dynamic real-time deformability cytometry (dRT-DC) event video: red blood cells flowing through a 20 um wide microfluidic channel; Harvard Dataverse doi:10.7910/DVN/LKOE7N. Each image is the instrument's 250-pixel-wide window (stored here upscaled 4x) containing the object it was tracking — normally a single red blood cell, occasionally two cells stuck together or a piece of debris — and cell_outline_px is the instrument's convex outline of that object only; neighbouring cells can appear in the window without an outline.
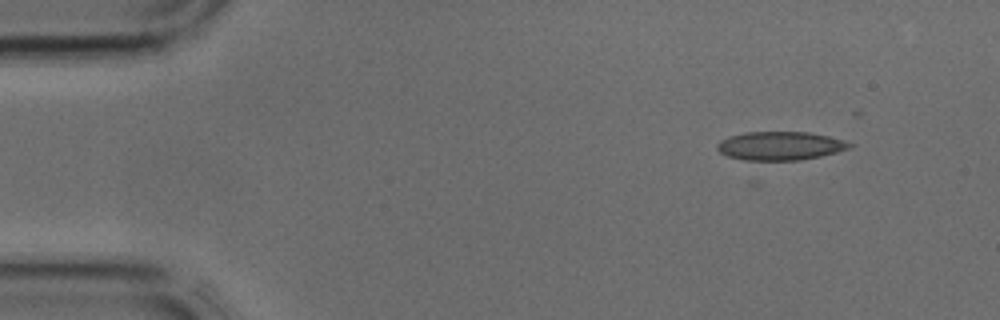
{"species": "common noctule bat (a hibernating species)", "species_latin": "Nyctalus noctula", "temperature_condition": "cold", "stored_images_in_passage": 33, "camera_frame_rate_fps": 3000, "um_per_image_px": 0.085, "animal": {"sex": "male", "body_mass_g": 17.9, "forearm_length_mm": 54.2}, "frame": {"image": 1, "passage_image": 1, "time_ms": 0.0, "image_size_px": [1000, 320], "cell_outline_px": [[856, 144], [848, 148], [836, 152], [820, 156], [800, 160], [744, 160], [728, 156], [720, 152], [716, 148], [716, 144], [720, 140], [728, 136], [744, 132], [808, 132], [828, 136], [844, 140]], "centroid_in_image_um": [66.29, 12.39], "position_along_channel_um": 18.7, "area_um2": 22.08}}
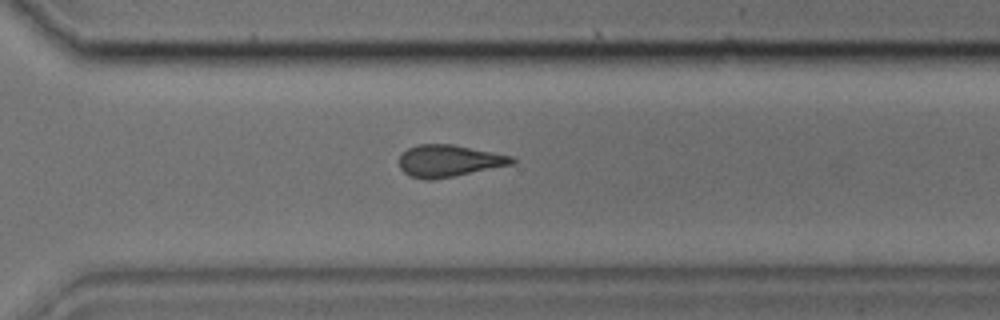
{"frame": {"image": 2, "passage_image": 26, "time_ms": 8.333, "image_size_px": [1000, 320], "cell_outline_px": [[516, 164], [452, 176], [428, 180], [424, 180], [408, 176], [400, 168], [400, 156], [408, 148], [416, 144], [452, 144], [512, 156], [516, 160]], "centroid_in_image_um": [38.16, 13.67], "position_along_channel_um": 332.4, "area_um2": 20.92}}
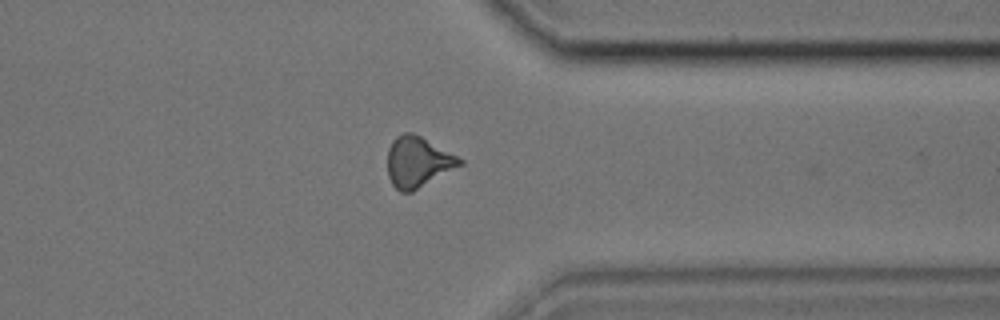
{"frame": {"image": 3, "passage_image": 29, "time_ms": 9.333, "image_size_px": [1000, 320], "cell_outline_px": [[464, 164], [412, 192], [400, 192], [392, 184], [388, 176], [388, 148], [392, 140], [396, 136], [404, 132], [412, 132], [420, 136], [464, 160]], "centroid_in_image_um": [35.51, 13.77], "position_along_channel_um": 375.9, "area_um2": 21.27}}